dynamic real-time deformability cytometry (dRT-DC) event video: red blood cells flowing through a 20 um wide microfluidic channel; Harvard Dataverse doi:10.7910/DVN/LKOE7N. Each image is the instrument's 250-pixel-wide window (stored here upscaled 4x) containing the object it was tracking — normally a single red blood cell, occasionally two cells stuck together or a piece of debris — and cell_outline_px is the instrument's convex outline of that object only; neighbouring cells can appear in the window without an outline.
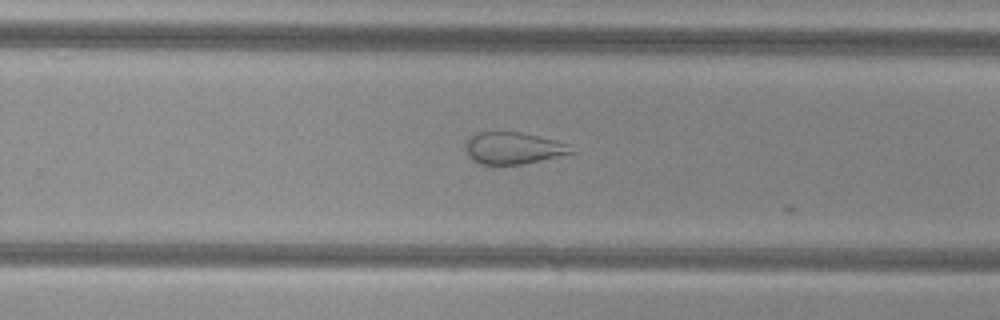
{"species": "common noctule bat (a hibernating species)", "species_latin": "Nyctalus noctula", "temperature_condition": "cold", "stored_images_in_passage": 24, "camera_frame_rate_fps": 3000, "um_per_image_px": 0.085, "animal": {"sex": "female", "body_mass_g": 29.2, "forearm_length_mm": 56.3}, "frame": {"image": 1, "passage_image": 20, "time_ms": 6.333, "image_size_px": [1000, 320], "cell_outline_px": [[576, 152], [524, 164], [480, 164], [472, 160], [468, 156], [464, 144], [476, 132], [520, 132], [556, 140], [568, 144]], "centroid_in_image_um": [43.62, 12.59], "position_along_channel_um": 286.2, "area_um2": 19.59}}
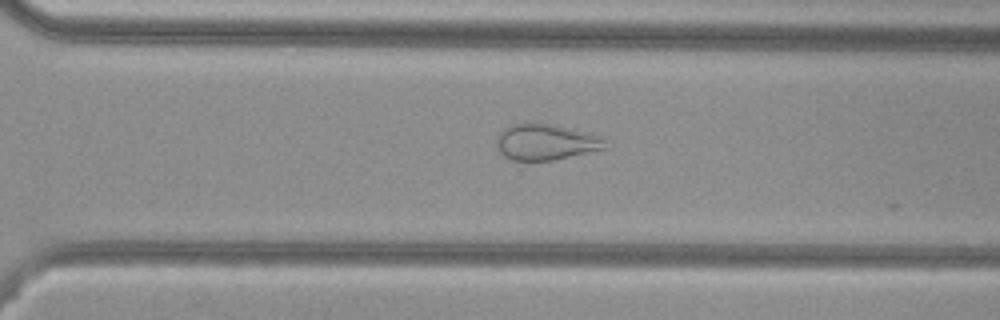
{"frame": {"image": 2, "passage_image": 23, "time_ms": 7.333, "image_size_px": [1000, 320], "cell_outline_px": [[608, 148], [552, 160], [528, 164], [512, 160], [504, 156], [500, 152], [496, 144], [496, 136], [504, 128], [512, 124], [548, 124], [588, 132], [604, 140]], "centroid_in_image_um": [46.33, 12.13], "position_along_channel_um": 324.3, "area_um2": 22.95}}